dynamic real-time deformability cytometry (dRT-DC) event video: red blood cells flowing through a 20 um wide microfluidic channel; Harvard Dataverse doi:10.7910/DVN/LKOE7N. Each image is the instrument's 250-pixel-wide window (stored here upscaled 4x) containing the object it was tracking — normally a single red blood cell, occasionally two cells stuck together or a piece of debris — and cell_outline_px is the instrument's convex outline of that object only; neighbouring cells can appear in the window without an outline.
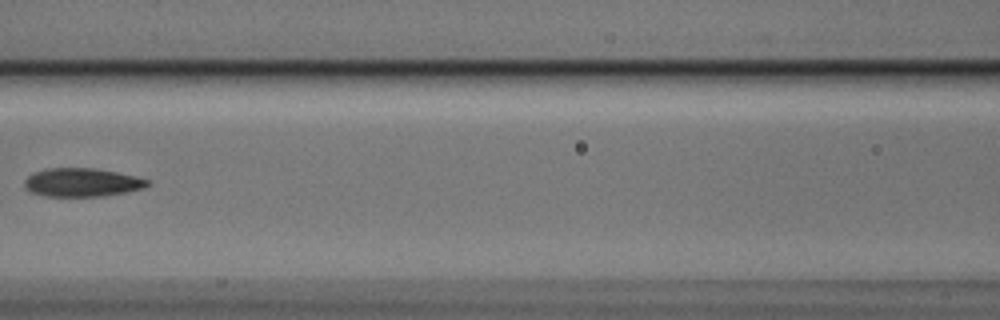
{"species": "Egyptian fruit bat (a non-hibernating species)", "species_latin": "Rousettus aegyptiacus", "temperature_condition": "cold", "stored_images_in_passage": 6, "camera_frame_rate_fps": 3000, "um_per_image_px": 0.085, "animal": {"sex": "male"}, "frame": {"image": 1, "passage_image": 5, "time_ms": 1.333, "image_size_px": [1000, 320], "cell_outline_px": [[148, 184], [144, 188], [104, 196], [44, 196], [32, 192], [24, 188], [24, 180], [28, 176], [36, 172], [48, 168], [92, 168], [116, 172], [148, 180]], "centroid_in_image_um": [6.91, 15.51], "position_along_channel_um": 159.7, "area_um2": 20.11}}
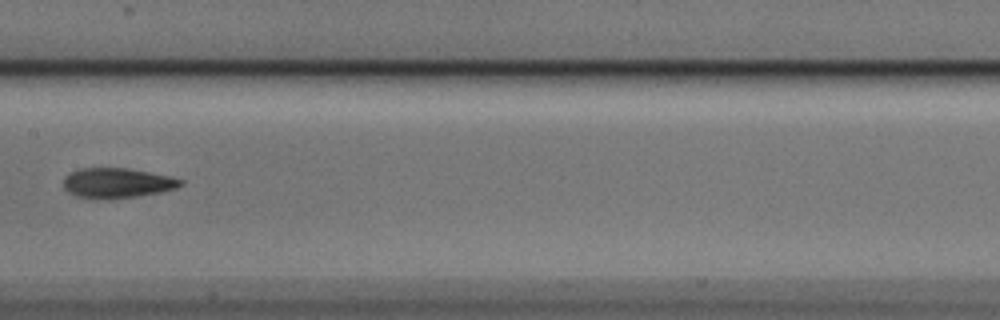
{"frame": {"image": 2, "passage_image": 6, "time_ms": 1.667, "image_size_px": [1000, 320], "cell_outline_px": [[184, 184], [176, 188], [160, 192], [136, 196], [108, 200], [96, 200], [76, 196], [68, 192], [64, 188], [64, 176], [80, 168], [128, 168], [168, 176], [184, 180]], "centroid_in_image_um": [9.93, 15.57], "position_along_channel_um": 197.5, "area_um2": 20.63}}